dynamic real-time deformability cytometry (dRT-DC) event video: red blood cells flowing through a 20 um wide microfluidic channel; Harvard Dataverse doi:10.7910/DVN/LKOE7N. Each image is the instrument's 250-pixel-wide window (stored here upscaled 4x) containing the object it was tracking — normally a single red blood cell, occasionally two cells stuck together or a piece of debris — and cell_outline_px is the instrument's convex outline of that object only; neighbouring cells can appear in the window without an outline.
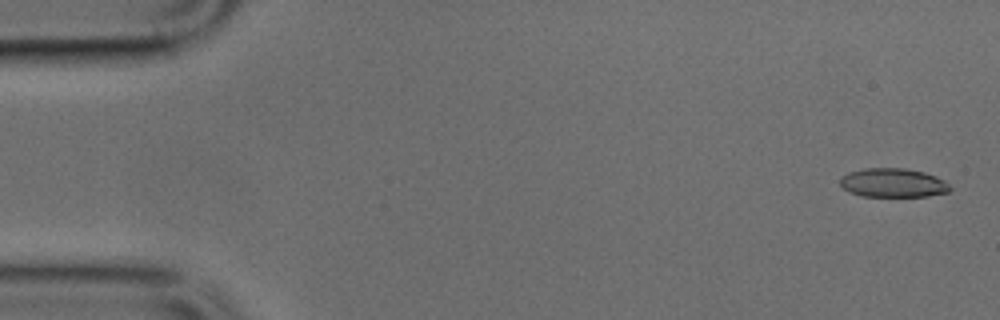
{"species": "common noctule bat (a hibernating species)", "species_latin": "Nyctalus noctula", "temperature_condition": "cold", "stored_images_in_passage": 49, "camera_frame_rate_fps": 3000, "um_per_image_px": 0.085, "animal": {"sex": "male", "body_mass_g": 17.9, "forearm_length_mm": 54.2}, "frame": {"image": 1, "passage_image": 2, "time_ms": 0.333, "image_size_px": [1000, 320], "cell_outline_px": [[952, 188], [948, 192], [928, 196], [860, 196], [848, 192], [840, 184], [840, 176], [848, 172], [864, 168], [904, 168], [924, 172], [936, 176], [944, 180]], "centroid_in_image_um": [75.88, 15.54], "position_along_channel_um": 9.1, "area_um2": 18.67}}
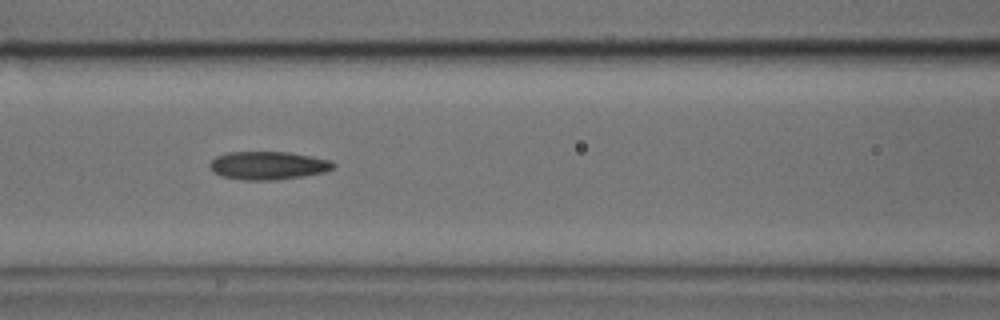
{"frame": {"image": 2, "passage_image": 21, "time_ms": 6.667, "image_size_px": [1000, 320], "cell_outline_px": [[336, 164], [332, 168], [324, 172], [276, 180], [244, 180], [224, 176], [212, 172], [208, 164], [216, 156], [228, 152], [288, 152], [312, 156], [332, 160]], "centroid_in_image_um": [22.78, 14.06], "position_along_channel_um": 143.8, "area_um2": 20.23}}
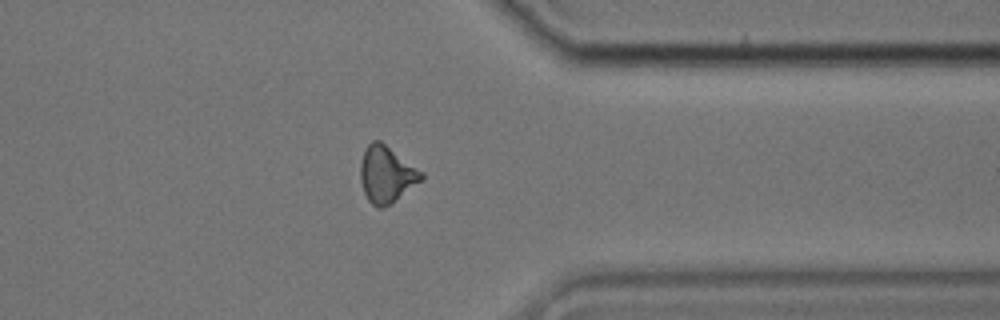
{"frame": {"image": 3, "passage_image": 39, "time_ms": 12.667, "image_size_px": [1000, 320], "cell_outline_px": [[424, 180], [388, 204], [380, 208], [376, 208], [368, 200], [364, 192], [360, 180], [360, 164], [364, 148], [372, 140], [380, 140], [424, 172]], "centroid_in_image_um": [32.85, 14.79], "position_along_channel_um": 378.5, "area_um2": 20.17}}